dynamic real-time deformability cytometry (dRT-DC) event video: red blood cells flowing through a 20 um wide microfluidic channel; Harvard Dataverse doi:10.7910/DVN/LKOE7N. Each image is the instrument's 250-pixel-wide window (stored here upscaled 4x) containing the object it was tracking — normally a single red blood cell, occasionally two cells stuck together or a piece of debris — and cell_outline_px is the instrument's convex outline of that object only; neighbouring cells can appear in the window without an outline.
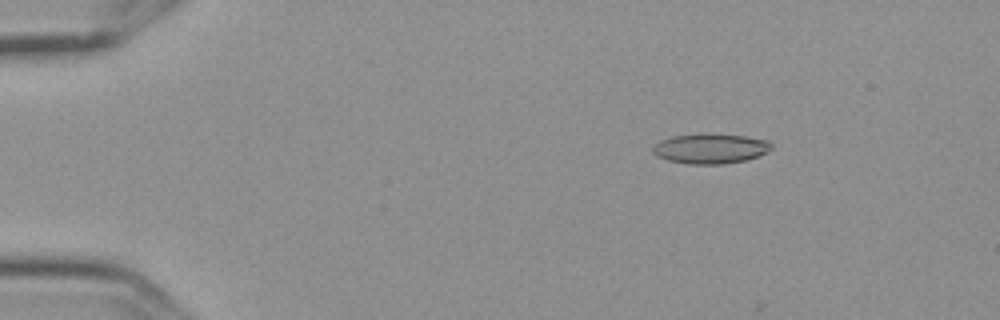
{"species": "Egyptian fruit bat (a non-hibernating species)", "species_latin": "Rousettus aegyptiacus", "temperature_condition": "cold", "stored_images_in_passage": 6, "camera_frame_rate_fps": 3000, "um_per_image_px": 0.085, "frame": {"image": 1, "passage_image": 2, "time_ms": 0.333, "image_size_px": [1000, 320], "cell_outline_px": [[772, 148], [768, 152], [744, 160], [724, 164], [688, 164], [668, 160], [656, 156], [652, 152], [652, 144], [660, 140], [672, 136], [700, 132], [712, 132], [744, 136], [768, 140], [772, 144]], "centroid_in_image_um": [60.34, 12.6], "position_along_channel_um": 24.7, "area_um2": 21.27}}
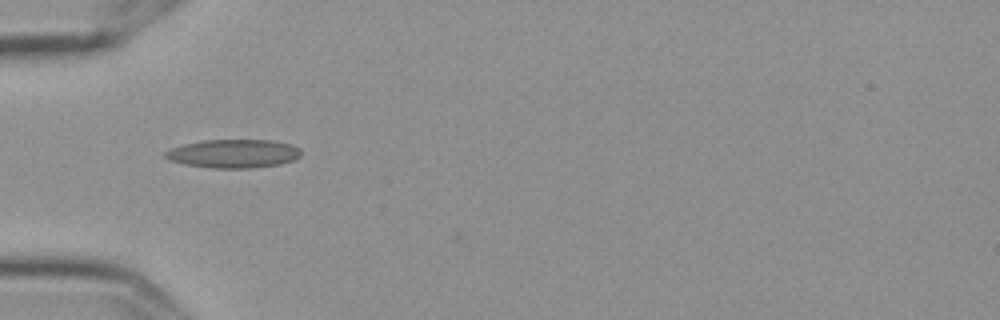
{"frame": {"image": 2, "passage_image": 5, "time_ms": 1.333, "image_size_px": [1000, 320], "cell_outline_px": [[300, 156], [292, 160], [280, 164], [252, 168], [212, 168], [184, 164], [168, 160], [164, 156], [164, 152], [172, 148], [184, 144], [200, 140], [272, 140], [288, 144], [300, 148]], "centroid_in_image_um": [19.81, 13.06], "position_along_channel_um": 65.2, "area_um2": 22.54}}